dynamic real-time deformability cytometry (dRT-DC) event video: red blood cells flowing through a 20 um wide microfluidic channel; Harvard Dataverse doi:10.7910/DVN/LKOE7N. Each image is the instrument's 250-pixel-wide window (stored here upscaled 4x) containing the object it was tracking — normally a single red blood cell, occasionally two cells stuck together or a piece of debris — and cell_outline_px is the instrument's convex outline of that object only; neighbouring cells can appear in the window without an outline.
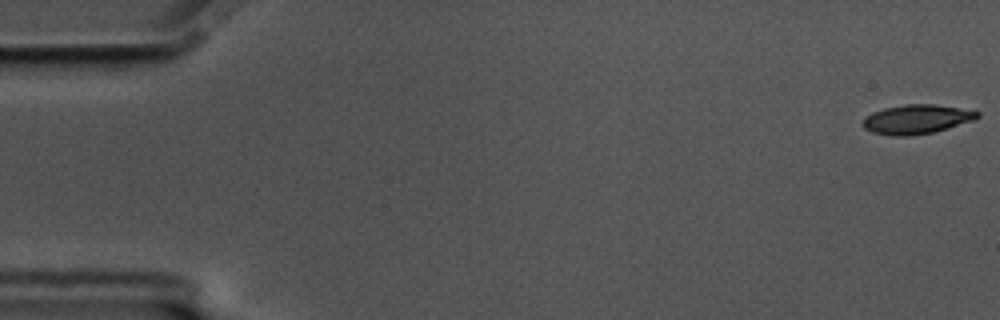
{"species": "common noctule bat (a hibernating species)", "species_latin": "Nyctalus noctula", "temperature_condition": "cold", "stored_images_in_passage": 58, "camera_frame_rate_fps": 3000, "um_per_image_px": 0.085, "animal": {"sex": "male", "body_mass_g": 17.5, "forearm_length_mm": 52.3}, "frame": {"image": 1, "passage_image": 1, "time_ms": 0.0, "image_size_px": [1000, 320], "cell_outline_px": [[980, 116], [972, 120], [932, 132], [912, 136], [888, 136], [872, 132], [864, 128], [860, 124], [872, 112], [884, 108], [904, 104], [936, 104], [960, 108], [980, 112]], "centroid_in_image_um": [77.86, 10.13], "position_along_channel_um": 7.1, "area_um2": 19.42}}
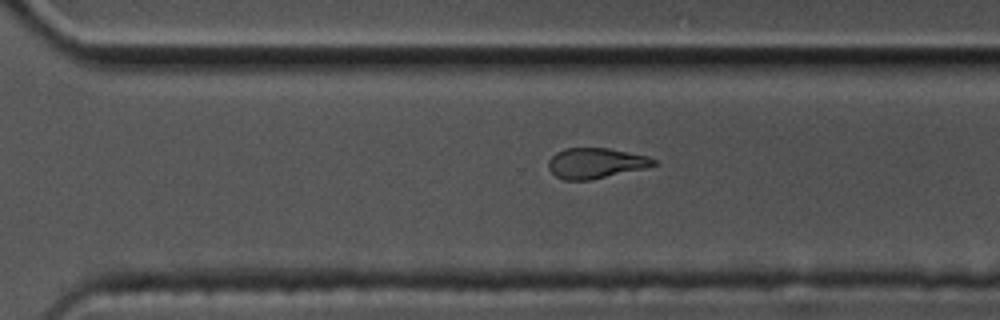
{"frame": {"image": 2, "passage_image": 40, "time_ms": 13.0, "image_size_px": [1000, 320], "cell_outline_px": [[660, 164], [644, 168], [592, 180], [564, 180], [556, 176], [548, 168], [548, 160], [556, 152], [564, 148], [608, 148], [648, 156], [656, 160]], "centroid_in_image_um": [50.63, 13.87], "position_along_channel_um": 320.0, "area_um2": 18.73}}
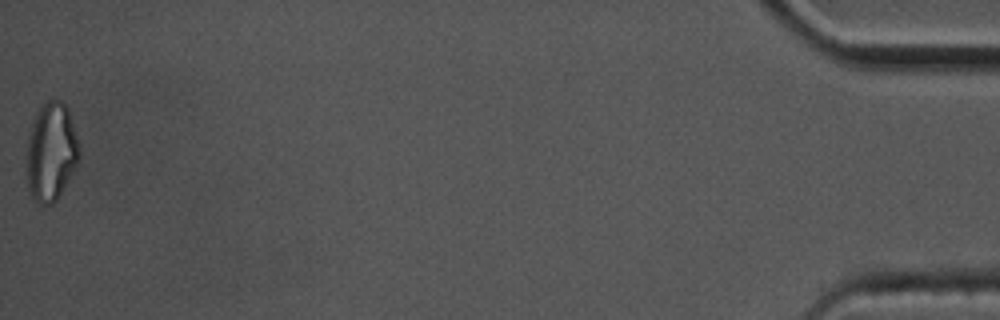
{"frame": {"image": 3, "passage_image": 58, "time_ms": 19.0, "image_size_px": [1000, 320], "cell_outline_px": [[80, 156], [64, 188], [56, 200], [52, 204], [40, 204], [32, 196], [28, 188], [28, 132], [32, 120], [36, 112], [48, 100], [60, 100], [68, 108], [80, 144]], "centroid_in_image_um": [4.37, 12.87], "position_along_channel_um": 430.8, "area_um2": 29.94}, "authors_computed_cell_mechanics": {"area_um2": 20.1144, "velocity_mm_per_s": 3.4866, "shape_relaxation_time_tau1_ms": 3.9157, "shape_relaxation_time_tau2_ms": 4.2154, "deformation_change_tau1": 0.1489, "deformation_change_tau2": 0.1298}}